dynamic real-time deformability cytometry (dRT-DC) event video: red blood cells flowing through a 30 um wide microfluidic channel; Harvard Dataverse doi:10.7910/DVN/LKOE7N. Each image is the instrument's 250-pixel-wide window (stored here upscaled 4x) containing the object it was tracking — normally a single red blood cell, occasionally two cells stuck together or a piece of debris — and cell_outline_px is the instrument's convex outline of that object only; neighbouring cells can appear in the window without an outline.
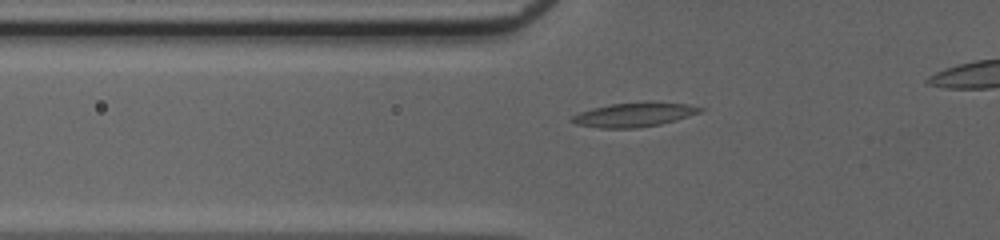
{"species": "common noctule bat (a hibernating species)", "species_latin": "Nyctalus noctula", "temperature_condition": "cold", "stored_images_in_passage": 40, "camera_frame_rate_fps": 3000, "um_per_image_px": 0.085, "animal": {"sex": "female", "body_mass_g": 20.0, "forearm_length_mm": 54.0}, "frame": {"image": 1, "passage_image": 12, "time_ms": 3.667, "image_size_px": [1000, 240], "cell_outline_px": [[704, 108], [700, 112], [676, 120], [660, 124], [636, 128], [600, 128], [576, 124], [568, 120], [572, 116], [580, 112], [592, 108], [612, 104], [652, 100], [688, 104]], "centroid_in_image_um": [53.91, 9.73], "position_along_channel_um": 71.9, "area_um2": 18.32}}
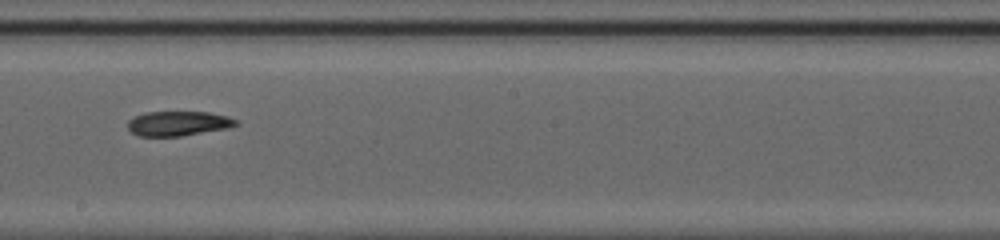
{"frame": {"image": 2, "passage_image": 24, "time_ms": 7.667, "image_size_px": [1000, 240], "cell_outline_px": [[240, 124], [228, 128], [180, 136], [140, 136], [132, 132], [128, 128], [128, 120], [144, 112], [208, 112], [228, 116], [236, 120]], "centroid_in_image_um": [15.16, 10.49], "position_along_channel_um": 233.0, "area_um2": 15.49}}
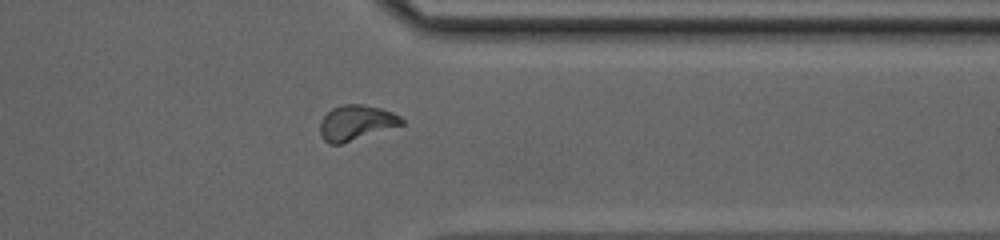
{"frame": {"image": 3, "passage_image": 35, "time_ms": 11.333, "image_size_px": [1000, 240], "cell_outline_px": [[404, 124], [340, 144], [328, 144], [324, 140], [320, 132], [320, 120], [332, 108], [344, 104], [360, 104], [380, 108], [392, 112], [400, 116], [404, 120]], "centroid_in_image_um": [30.26, 10.42], "position_along_channel_um": 381.1, "area_um2": 16.53}}